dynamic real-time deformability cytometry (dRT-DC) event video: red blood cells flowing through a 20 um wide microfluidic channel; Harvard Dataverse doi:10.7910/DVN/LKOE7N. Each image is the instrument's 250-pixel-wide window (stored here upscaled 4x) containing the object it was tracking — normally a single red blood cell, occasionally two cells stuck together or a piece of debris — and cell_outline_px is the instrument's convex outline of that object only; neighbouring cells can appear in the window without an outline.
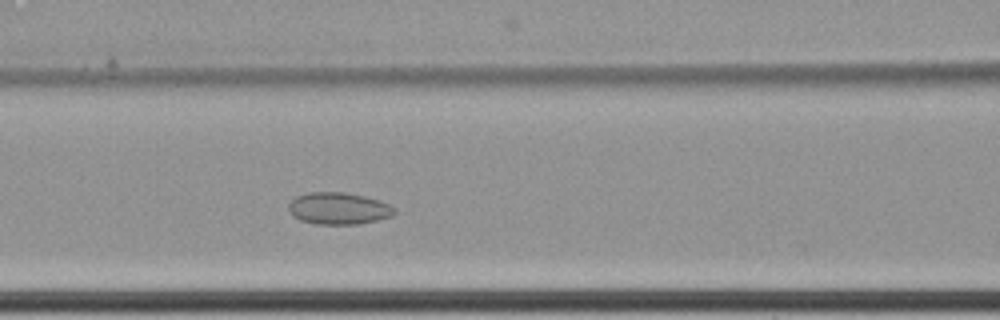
{"species": "common noctule bat (a hibernating species)", "species_latin": "Nyctalus noctula", "temperature_condition": "cold", "stored_images_in_passage": 6, "camera_frame_rate_fps": 3000, "um_per_image_px": 0.085, "animal": {"sex": "female", "body_mass_g": 22.7, "forearm_length_mm": 54.2}, "frame": {"image": 1, "passage_image": 6, "time_ms": 1.667, "image_size_px": [1000, 320], "cell_outline_px": [[396, 212], [392, 216], [376, 220], [356, 224], [316, 224], [300, 220], [292, 216], [288, 208], [288, 204], [296, 196], [308, 192], [344, 192], [364, 196], [380, 200], [396, 208]], "centroid_in_image_um": [28.77, 17.71], "position_along_channel_um": 137.8, "area_um2": 19.77}}